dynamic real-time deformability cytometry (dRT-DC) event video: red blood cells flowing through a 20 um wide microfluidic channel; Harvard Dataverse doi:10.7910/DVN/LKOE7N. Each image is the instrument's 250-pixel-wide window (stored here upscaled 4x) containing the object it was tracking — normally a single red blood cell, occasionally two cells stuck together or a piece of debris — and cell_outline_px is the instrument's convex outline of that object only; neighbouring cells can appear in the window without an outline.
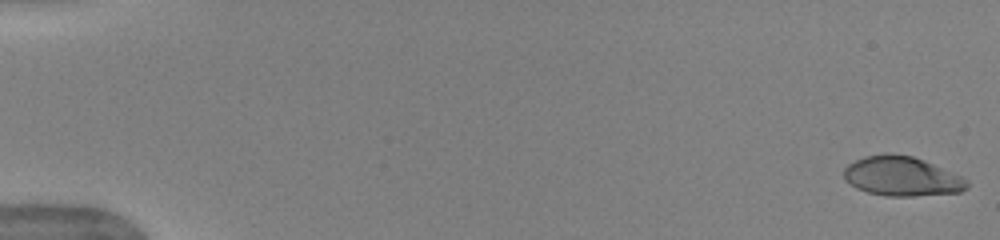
{"species": "human", "species_latin": "Homo sapiens", "temperature_condition": "warm", "stored_images_in_passage": 52, "camera_frame_rate_fps": 3000, "um_per_image_px": 0.085, "donor": {"sex": "female"}, "frame": {"image": 1, "passage_image": 1, "time_ms": 0.0, "image_size_px": [1000, 240], "cell_outline_px": [[968, 188], [960, 192], [912, 196], [884, 196], [868, 192], [856, 188], [844, 180], [844, 168], [848, 164], [864, 156], [884, 152], [888, 152], [912, 156], [932, 164], [960, 176], [968, 180]], "centroid_in_image_um": [76.61, 14.98], "position_along_channel_um": 8.4, "area_um2": 28.32}}
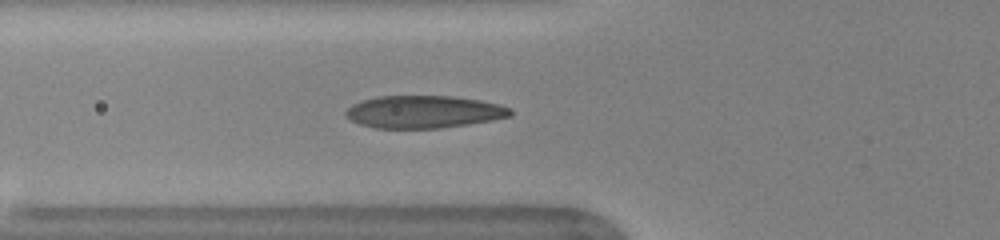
{"frame": {"image": 2, "passage_image": 20, "time_ms": 6.333, "image_size_px": [1000, 240], "cell_outline_px": [[512, 116], [492, 120], [468, 124], [440, 128], [376, 128], [360, 124], [344, 116], [344, 112], [352, 104], [360, 100], [380, 96], [452, 96], [480, 100], [500, 104], [508, 108], [512, 112]], "centroid_in_image_um": [36.0, 9.5], "position_along_channel_um": 89.8, "area_um2": 31.21}}
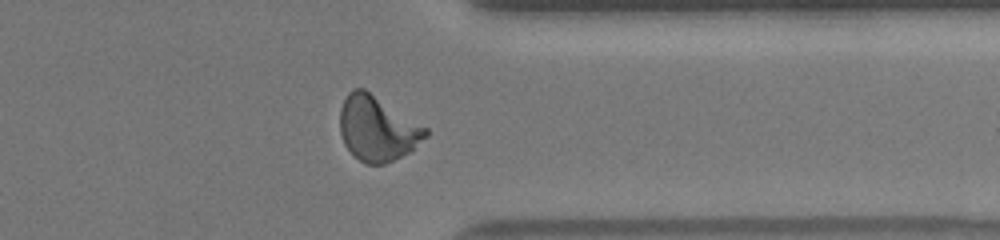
{"frame": {"image": 3, "passage_image": 42, "time_ms": 13.667, "image_size_px": [1000, 240], "cell_outline_px": [[428, 136], [408, 152], [384, 164], [364, 164], [344, 144], [340, 132], [340, 108], [348, 92], [352, 88], [364, 88], [428, 128]], "centroid_in_image_um": [32.06, 10.9], "position_along_channel_um": 379.3, "area_um2": 32.19}, "authors_computed_cell_mechanics": {"area_um2": 30.7496, "velocity_mm_per_s": 3.96, "shape_relaxation_time_tau1_ms": 3.8156, "shape_relaxation_time_tau2_ms": null, "deformation_change_tau1": 0.2086, "deformation_change_tau2": null}}